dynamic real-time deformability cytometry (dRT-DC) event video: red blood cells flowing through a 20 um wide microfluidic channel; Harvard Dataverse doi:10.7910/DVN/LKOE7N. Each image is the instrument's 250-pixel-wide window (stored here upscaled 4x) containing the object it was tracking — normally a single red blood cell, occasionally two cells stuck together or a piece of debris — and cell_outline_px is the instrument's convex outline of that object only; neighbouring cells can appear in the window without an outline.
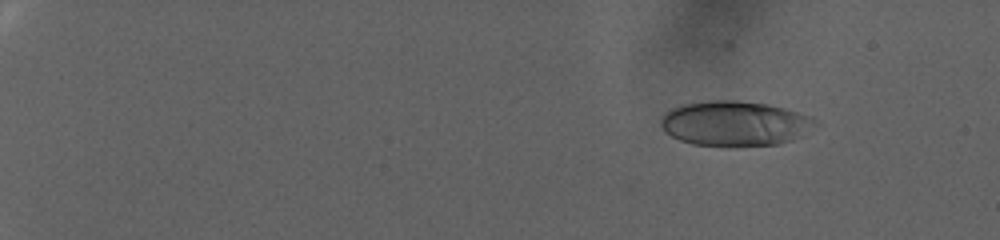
{"species": "human", "species_latin": "Homo sapiens", "temperature_condition": "warm", "stored_images_in_passage": 73, "camera_frame_rate_fps": 3000, "um_per_image_px": 0.085, "donor": {"sex": "female"}, "frame": {"image": 1, "passage_image": 1, "time_ms": 0.0, "image_size_px": [1000, 240], "cell_outline_px": [[820, 124], [800, 136], [792, 140], [776, 144], [736, 148], [728, 148], [692, 144], [680, 140], [664, 132], [660, 124], [660, 120], [664, 112], [680, 104], [708, 100], [736, 100], [768, 104], [784, 108], [812, 116]], "centroid_in_image_um": [62.45, 10.51], "position_along_channel_um": 22.5, "area_um2": 41.5}}
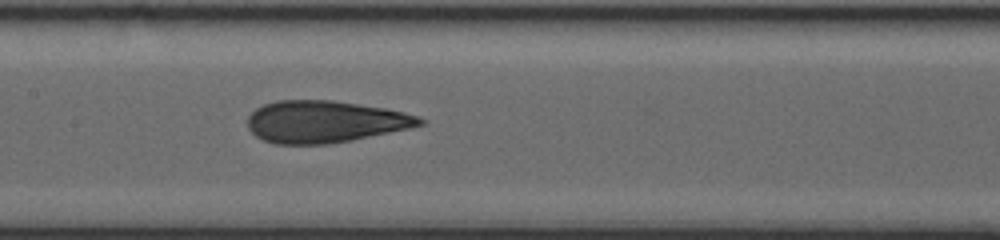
{"frame": {"image": 2, "passage_image": 38, "time_ms": 12.333, "image_size_px": [1000, 240], "cell_outline_px": [[428, 120], [424, 124], [408, 128], [352, 140], [328, 144], [276, 144], [264, 140], [256, 136], [248, 128], [248, 116], [256, 108], [264, 104], [276, 100], [332, 100], [384, 108], [404, 112], [420, 116]], "centroid_in_image_um": [27.62, 10.34], "position_along_channel_um": 179.8, "area_um2": 42.08}}
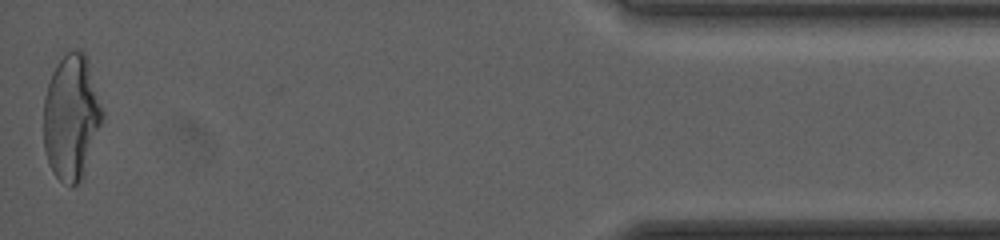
{"frame": {"image": 3, "passage_image": 73, "time_ms": 24.0, "image_size_px": [1000, 240], "cell_outline_px": [[104, 116], [84, 176], [72, 188], [60, 180], [52, 172], [48, 164], [44, 148], [44, 96], [52, 72], [60, 60], [72, 48], [80, 48], [88, 56], [104, 112]], "centroid_in_image_um": [6.08, 9.95], "position_along_channel_um": 429.1, "area_um2": 43.52}, "authors_computed_cell_mechanics": {"area_um2": 41.3848, "velocity_mm_per_s": 2.6627, "shape_relaxation_time_tau1_ms": null, "shape_relaxation_time_tau2_ms": 1.4559, "deformation_change_tau1": null, "deformation_change_tau2": 0.0965}}